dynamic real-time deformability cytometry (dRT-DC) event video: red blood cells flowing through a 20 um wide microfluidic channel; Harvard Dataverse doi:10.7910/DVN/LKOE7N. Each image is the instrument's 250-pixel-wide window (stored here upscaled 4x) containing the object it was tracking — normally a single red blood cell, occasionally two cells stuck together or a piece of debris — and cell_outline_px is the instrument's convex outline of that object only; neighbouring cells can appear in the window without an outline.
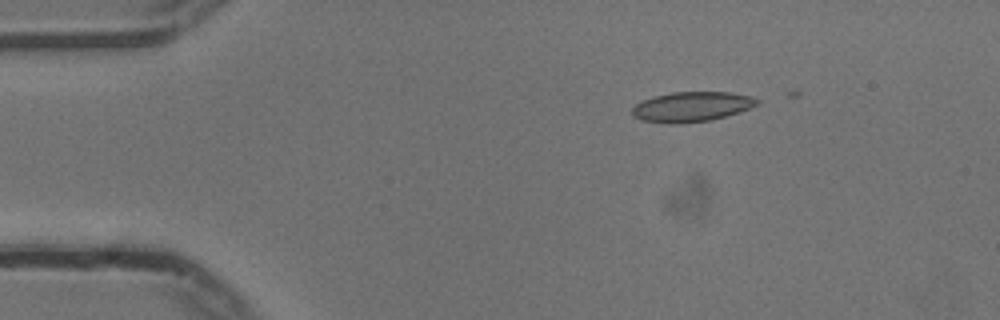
{"species": "common noctule bat (a hibernating species)", "species_latin": "Nyctalus noctula", "temperature_condition": "cold", "stored_images_in_passage": 2, "camera_frame_rate_fps": 3000, "um_per_image_px": 0.085, "animal": {"sex": "male", "body_mass_g": 13.3}, "frame": {"image": 1, "passage_image": 1, "time_ms": 0.0, "image_size_px": [1000, 320], "cell_outline_px": [[760, 104], [740, 112], [712, 120], [676, 124], [668, 124], [640, 120], [632, 116], [632, 108], [636, 104], [652, 96], [672, 92], [732, 92], [752, 96], [760, 100]], "centroid_in_image_um": [58.81, 9.07], "position_along_channel_um": 26.2, "area_um2": 22.14}}